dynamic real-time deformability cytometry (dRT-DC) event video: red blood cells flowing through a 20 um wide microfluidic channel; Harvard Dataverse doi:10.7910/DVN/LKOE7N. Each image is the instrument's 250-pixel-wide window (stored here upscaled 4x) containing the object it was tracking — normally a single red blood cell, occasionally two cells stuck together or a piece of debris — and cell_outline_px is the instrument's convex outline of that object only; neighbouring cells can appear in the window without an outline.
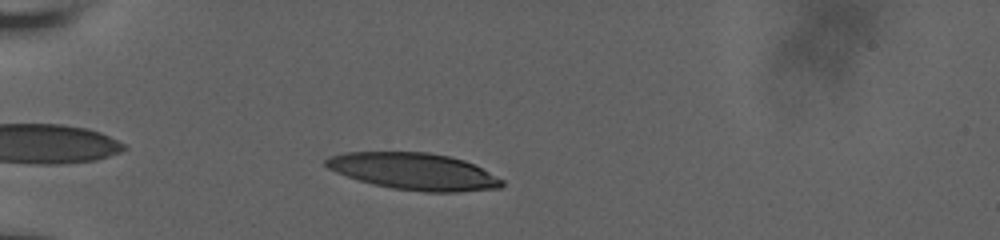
{"species": "human", "species_latin": "Homo sapiens", "temperature_condition": "room temperature", "stored_images_in_passage": 36, "camera_frame_rate_fps": 3000, "um_per_image_px": 0.085, "donor": {"sex": "male"}, "frame": {"image": 1, "passage_image": 6, "time_ms": 1.333, "image_size_px": [1000, 240], "cell_outline_px": [[504, 184], [500, 188], [456, 192], [424, 192], [392, 188], [372, 184], [336, 172], [328, 168], [324, 164], [324, 160], [328, 156], [344, 152], [428, 152], [452, 156], [464, 160], [504, 180]], "centroid_in_image_um": [35.16, 14.56], "position_along_channel_um": 49.8, "area_um2": 37.74}}
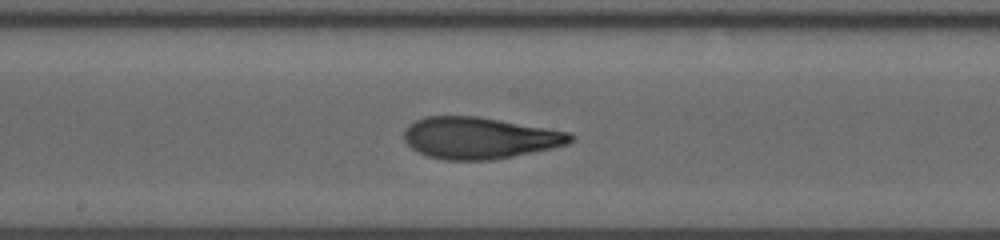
{"frame": {"image": 2, "passage_image": 20, "time_ms": 6.333, "image_size_px": [1000, 240], "cell_outline_px": [[576, 136], [568, 144], [552, 148], [492, 160], [444, 160], [428, 156], [412, 148], [404, 140], [404, 132], [408, 124], [424, 116], [476, 116], [572, 132]], "centroid_in_image_um": [40.77, 11.72], "position_along_channel_um": 207.4, "area_um2": 40.34}}
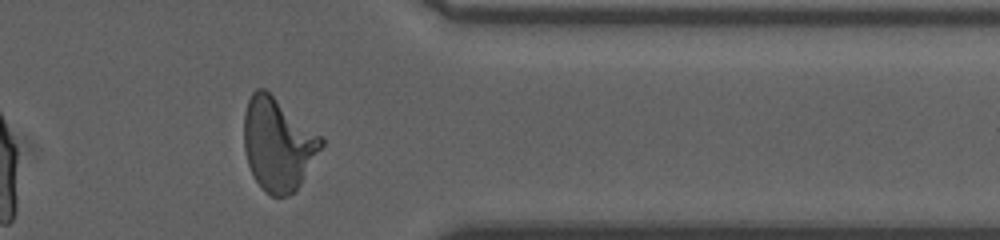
{"frame": {"image": 3, "passage_image": 33, "time_ms": 11.333, "image_size_px": [1000, 240], "cell_outline_px": [[324, 144], [300, 184], [288, 196], [272, 196], [264, 192], [256, 180], [248, 164], [244, 152], [244, 112], [248, 100], [252, 92], [256, 88], [264, 88], [320, 136], [324, 140]], "centroid_in_image_um": [23.59, 12.26], "position_along_channel_um": 387.8, "area_um2": 41.21}, "authors_computed_cell_mechanics": {"area_um2": 39.5641, "velocity_mm_per_s": 3.7542, "shape_relaxation_time_tau1_ms": 6.988, "shape_relaxation_time_tau2_ms": 1.7508, "deformation_change_tau1": 0.283, "deformation_change_tau2": 0.0937}}